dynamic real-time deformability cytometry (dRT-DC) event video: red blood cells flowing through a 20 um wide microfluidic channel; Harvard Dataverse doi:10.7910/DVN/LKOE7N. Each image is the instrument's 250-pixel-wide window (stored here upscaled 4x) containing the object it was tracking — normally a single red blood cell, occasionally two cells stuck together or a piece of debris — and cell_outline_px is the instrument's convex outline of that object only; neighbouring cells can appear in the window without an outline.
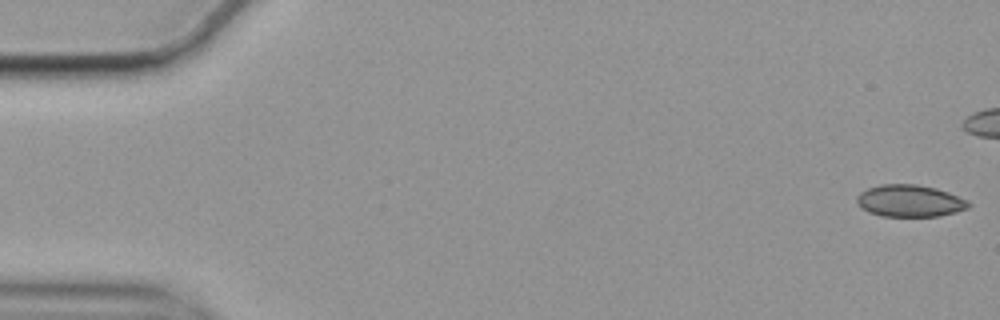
{"species": "common noctule bat (a hibernating species)", "species_latin": "Nyctalus noctula", "temperature_condition": "cold", "stored_images_in_passage": 46, "camera_frame_rate_fps": 3000, "um_per_image_px": 0.085, "animal": {"sex": "female", "body_mass_g": 19.9}, "frame": {"image": 1, "passage_image": 1, "time_ms": 0.0, "image_size_px": [1000, 320], "cell_outline_px": [[972, 204], [968, 208], [956, 212], [940, 216], [880, 216], [868, 212], [860, 208], [856, 204], [856, 196], [860, 192], [868, 188], [880, 184], [916, 184], [936, 188], [948, 192], [968, 200]], "centroid_in_image_um": [77.31, 17.07], "position_along_channel_um": 7.7, "area_um2": 21.1}}
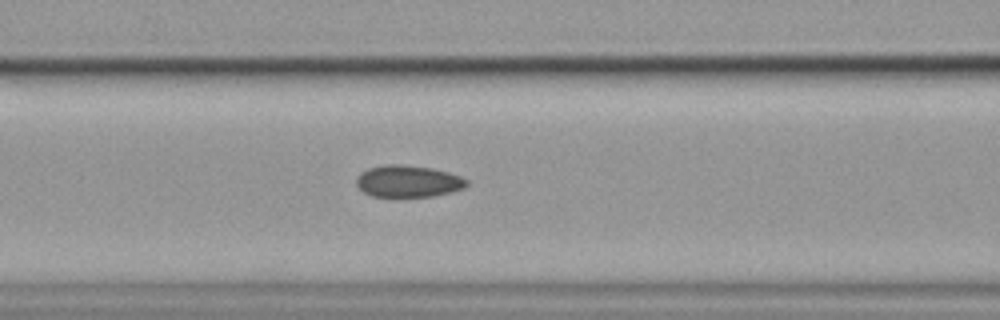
{"frame": {"image": 2, "passage_image": 23, "time_ms": 7.333, "image_size_px": [1000, 320], "cell_outline_px": [[468, 184], [464, 188], [452, 192], [432, 196], [372, 196], [364, 192], [356, 184], [356, 180], [360, 172], [368, 168], [388, 164], [400, 164], [432, 168], [448, 172], [460, 176], [468, 180]], "centroid_in_image_um": [34.7, 15.4], "position_along_channel_um": 131.9, "area_um2": 20.4}}
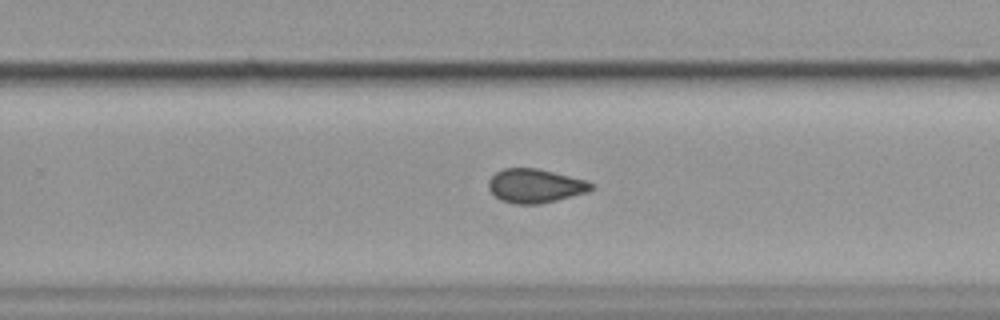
{"frame": {"image": 3, "passage_image": 36, "time_ms": 11.667, "image_size_px": [1000, 320], "cell_outline_px": [[596, 184], [588, 192], [556, 200], [536, 204], [516, 204], [500, 200], [488, 188], [488, 180], [496, 172], [504, 168], [536, 168], [588, 180]], "centroid_in_image_um": [45.51, 15.79], "position_along_channel_um": 284.3, "area_um2": 20.29}}